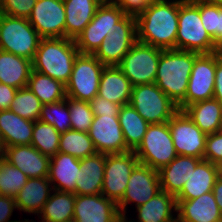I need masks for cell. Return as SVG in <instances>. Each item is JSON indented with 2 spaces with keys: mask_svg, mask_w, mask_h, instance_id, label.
I'll return each mask as SVG.
<instances>
[{
  "mask_svg": "<svg viewBox=\"0 0 222 222\" xmlns=\"http://www.w3.org/2000/svg\"><path fill=\"white\" fill-rule=\"evenodd\" d=\"M179 0H152L135 16L137 41L162 50L176 49Z\"/></svg>",
  "mask_w": 222,
  "mask_h": 222,
  "instance_id": "obj_1",
  "label": "cell"
},
{
  "mask_svg": "<svg viewBox=\"0 0 222 222\" xmlns=\"http://www.w3.org/2000/svg\"><path fill=\"white\" fill-rule=\"evenodd\" d=\"M199 54L176 49L160 53L155 84L177 106L185 99L192 67Z\"/></svg>",
  "mask_w": 222,
  "mask_h": 222,
  "instance_id": "obj_2",
  "label": "cell"
},
{
  "mask_svg": "<svg viewBox=\"0 0 222 222\" xmlns=\"http://www.w3.org/2000/svg\"><path fill=\"white\" fill-rule=\"evenodd\" d=\"M78 54L73 39L41 38L32 61L33 70L66 85Z\"/></svg>",
  "mask_w": 222,
  "mask_h": 222,
  "instance_id": "obj_3",
  "label": "cell"
},
{
  "mask_svg": "<svg viewBox=\"0 0 222 222\" xmlns=\"http://www.w3.org/2000/svg\"><path fill=\"white\" fill-rule=\"evenodd\" d=\"M176 50L212 53L220 49L204 29L199 4L179 0Z\"/></svg>",
  "mask_w": 222,
  "mask_h": 222,
  "instance_id": "obj_4",
  "label": "cell"
},
{
  "mask_svg": "<svg viewBox=\"0 0 222 222\" xmlns=\"http://www.w3.org/2000/svg\"><path fill=\"white\" fill-rule=\"evenodd\" d=\"M41 37L28 18L0 13V50L33 61Z\"/></svg>",
  "mask_w": 222,
  "mask_h": 222,
  "instance_id": "obj_5",
  "label": "cell"
},
{
  "mask_svg": "<svg viewBox=\"0 0 222 222\" xmlns=\"http://www.w3.org/2000/svg\"><path fill=\"white\" fill-rule=\"evenodd\" d=\"M129 104L149 124L168 122L179 110L155 83L133 86Z\"/></svg>",
  "mask_w": 222,
  "mask_h": 222,
  "instance_id": "obj_6",
  "label": "cell"
},
{
  "mask_svg": "<svg viewBox=\"0 0 222 222\" xmlns=\"http://www.w3.org/2000/svg\"><path fill=\"white\" fill-rule=\"evenodd\" d=\"M139 163L160 170L168 165L178 154L173 145L168 122L150 124L142 142L133 151Z\"/></svg>",
  "mask_w": 222,
  "mask_h": 222,
  "instance_id": "obj_7",
  "label": "cell"
},
{
  "mask_svg": "<svg viewBox=\"0 0 222 222\" xmlns=\"http://www.w3.org/2000/svg\"><path fill=\"white\" fill-rule=\"evenodd\" d=\"M105 66L93 54L79 53L75 58L66 97L90 102L98 94L102 70Z\"/></svg>",
  "mask_w": 222,
  "mask_h": 222,
  "instance_id": "obj_8",
  "label": "cell"
},
{
  "mask_svg": "<svg viewBox=\"0 0 222 222\" xmlns=\"http://www.w3.org/2000/svg\"><path fill=\"white\" fill-rule=\"evenodd\" d=\"M162 49L137 41L118 65L133 86L155 83Z\"/></svg>",
  "mask_w": 222,
  "mask_h": 222,
  "instance_id": "obj_9",
  "label": "cell"
},
{
  "mask_svg": "<svg viewBox=\"0 0 222 222\" xmlns=\"http://www.w3.org/2000/svg\"><path fill=\"white\" fill-rule=\"evenodd\" d=\"M125 15V11L117 5L99 6L92 21L74 40L79 53L94 54Z\"/></svg>",
  "mask_w": 222,
  "mask_h": 222,
  "instance_id": "obj_10",
  "label": "cell"
},
{
  "mask_svg": "<svg viewBox=\"0 0 222 222\" xmlns=\"http://www.w3.org/2000/svg\"><path fill=\"white\" fill-rule=\"evenodd\" d=\"M137 42L135 16L126 14L93 54L104 66H118Z\"/></svg>",
  "mask_w": 222,
  "mask_h": 222,
  "instance_id": "obj_11",
  "label": "cell"
},
{
  "mask_svg": "<svg viewBox=\"0 0 222 222\" xmlns=\"http://www.w3.org/2000/svg\"><path fill=\"white\" fill-rule=\"evenodd\" d=\"M216 71V52L200 53L193 64L185 99L179 110L193 103L213 99Z\"/></svg>",
  "mask_w": 222,
  "mask_h": 222,
  "instance_id": "obj_12",
  "label": "cell"
},
{
  "mask_svg": "<svg viewBox=\"0 0 222 222\" xmlns=\"http://www.w3.org/2000/svg\"><path fill=\"white\" fill-rule=\"evenodd\" d=\"M138 163L133 151L107 154L101 194L118 204L128 186L131 172Z\"/></svg>",
  "mask_w": 222,
  "mask_h": 222,
  "instance_id": "obj_13",
  "label": "cell"
},
{
  "mask_svg": "<svg viewBox=\"0 0 222 222\" xmlns=\"http://www.w3.org/2000/svg\"><path fill=\"white\" fill-rule=\"evenodd\" d=\"M168 125L176 153L203 160L207 134L183 110H178L170 118Z\"/></svg>",
  "mask_w": 222,
  "mask_h": 222,
  "instance_id": "obj_14",
  "label": "cell"
},
{
  "mask_svg": "<svg viewBox=\"0 0 222 222\" xmlns=\"http://www.w3.org/2000/svg\"><path fill=\"white\" fill-rule=\"evenodd\" d=\"M160 191L158 170L138 163L131 172L122 200L117 204L119 213L125 215L128 203L136 202L135 205L138 207L149 201Z\"/></svg>",
  "mask_w": 222,
  "mask_h": 222,
  "instance_id": "obj_15",
  "label": "cell"
},
{
  "mask_svg": "<svg viewBox=\"0 0 222 222\" xmlns=\"http://www.w3.org/2000/svg\"><path fill=\"white\" fill-rule=\"evenodd\" d=\"M28 21L41 38H64L65 7L63 0H36Z\"/></svg>",
  "mask_w": 222,
  "mask_h": 222,
  "instance_id": "obj_16",
  "label": "cell"
},
{
  "mask_svg": "<svg viewBox=\"0 0 222 222\" xmlns=\"http://www.w3.org/2000/svg\"><path fill=\"white\" fill-rule=\"evenodd\" d=\"M118 116H94L88 134L97 152L103 154H121L131 151L126 146Z\"/></svg>",
  "mask_w": 222,
  "mask_h": 222,
  "instance_id": "obj_17",
  "label": "cell"
},
{
  "mask_svg": "<svg viewBox=\"0 0 222 222\" xmlns=\"http://www.w3.org/2000/svg\"><path fill=\"white\" fill-rule=\"evenodd\" d=\"M119 215L117 204L102 194L75 195L73 218L78 222H114Z\"/></svg>",
  "mask_w": 222,
  "mask_h": 222,
  "instance_id": "obj_18",
  "label": "cell"
},
{
  "mask_svg": "<svg viewBox=\"0 0 222 222\" xmlns=\"http://www.w3.org/2000/svg\"><path fill=\"white\" fill-rule=\"evenodd\" d=\"M4 159L28 178L48 177L50 157L43 155L31 144L5 147Z\"/></svg>",
  "mask_w": 222,
  "mask_h": 222,
  "instance_id": "obj_19",
  "label": "cell"
},
{
  "mask_svg": "<svg viewBox=\"0 0 222 222\" xmlns=\"http://www.w3.org/2000/svg\"><path fill=\"white\" fill-rule=\"evenodd\" d=\"M177 201V222H222V212L213 192L192 200Z\"/></svg>",
  "mask_w": 222,
  "mask_h": 222,
  "instance_id": "obj_20",
  "label": "cell"
},
{
  "mask_svg": "<svg viewBox=\"0 0 222 222\" xmlns=\"http://www.w3.org/2000/svg\"><path fill=\"white\" fill-rule=\"evenodd\" d=\"M201 160L200 158L177 155L168 165L158 171L161 190L176 196Z\"/></svg>",
  "mask_w": 222,
  "mask_h": 222,
  "instance_id": "obj_21",
  "label": "cell"
},
{
  "mask_svg": "<svg viewBox=\"0 0 222 222\" xmlns=\"http://www.w3.org/2000/svg\"><path fill=\"white\" fill-rule=\"evenodd\" d=\"M80 160L58 152L50 158L48 179L51 183L57 182L52 186L54 190L62 192H71L76 195V180L79 176Z\"/></svg>",
  "mask_w": 222,
  "mask_h": 222,
  "instance_id": "obj_22",
  "label": "cell"
},
{
  "mask_svg": "<svg viewBox=\"0 0 222 222\" xmlns=\"http://www.w3.org/2000/svg\"><path fill=\"white\" fill-rule=\"evenodd\" d=\"M106 155H94L80 159L79 176L76 180V195H97L102 192Z\"/></svg>",
  "mask_w": 222,
  "mask_h": 222,
  "instance_id": "obj_23",
  "label": "cell"
},
{
  "mask_svg": "<svg viewBox=\"0 0 222 222\" xmlns=\"http://www.w3.org/2000/svg\"><path fill=\"white\" fill-rule=\"evenodd\" d=\"M132 88L130 80L118 66H105L97 95L122 106L129 104Z\"/></svg>",
  "mask_w": 222,
  "mask_h": 222,
  "instance_id": "obj_24",
  "label": "cell"
},
{
  "mask_svg": "<svg viewBox=\"0 0 222 222\" xmlns=\"http://www.w3.org/2000/svg\"><path fill=\"white\" fill-rule=\"evenodd\" d=\"M219 177L218 165L201 160L182 190L175 196L176 200H192L212 192L216 179Z\"/></svg>",
  "mask_w": 222,
  "mask_h": 222,
  "instance_id": "obj_25",
  "label": "cell"
},
{
  "mask_svg": "<svg viewBox=\"0 0 222 222\" xmlns=\"http://www.w3.org/2000/svg\"><path fill=\"white\" fill-rule=\"evenodd\" d=\"M34 121L23 118L13 111H0V137L5 147L30 145Z\"/></svg>",
  "mask_w": 222,
  "mask_h": 222,
  "instance_id": "obj_26",
  "label": "cell"
},
{
  "mask_svg": "<svg viewBox=\"0 0 222 222\" xmlns=\"http://www.w3.org/2000/svg\"><path fill=\"white\" fill-rule=\"evenodd\" d=\"M65 7V37L75 40L92 21L100 6L94 0H63Z\"/></svg>",
  "mask_w": 222,
  "mask_h": 222,
  "instance_id": "obj_27",
  "label": "cell"
},
{
  "mask_svg": "<svg viewBox=\"0 0 222 222\" xmlns=\"http://www.w3.org/2000/svg\"><path fill=\"white\" fill-rule=\"evenodd\" d=\"M32 70L31 60L0 50V83L16 89L27 87Z\"/></svg>",
  "mask_w": 222,
  "mask_h": 222,
  "instance_id": "obj_28",
  "label": "cell"
},
{
  "mask_svg": "<svg viewBox=\"0 0 222 222\" xmlns=\"http://www.w3.org/2000/svg\"><path fill=\"white\" fill-rule=\"evenodd\" d=\"M50 184L48 177L28 178L15 197L17 209L28 213H40L50 197V191L53 190L49 188Z\"/></svg>",
  "mask_w": 222,
  "mask_h": 222,
  "instance_id": "obj_29",
  "label": "cell"
},
{
  "mask_svg": "<svg viewBox=\"0 0 222 222\" xmlns=\"http://www.w3.org/2000/svg\"><path fill=\"white\" fill-rule=\"evenodd\" d=\"M183 111L206 134L219 131L222 122V104L216 99L199 101L186 106Z\"/></svg>",
  "mask_w": 222,
  "mask_h": 222,
  "instance_id": "obj_30",
  "label": "cell"
},
{
  "mask_svg": "<svg viewBox=\"0 0 222 222\" xmlns=\"http://www.w3.org/2000/svg\"><path fill=\"white\" fill-rule=\"evenodd\" d=\"M172 209L177 211L176 197L161 190L149 201L137 207L138 222H177Z\"/></svg>",
  "mask_w": 222,
  "mask_h": 222,
  "instance_id": "obj_31",
  "label": "cell"
},
{
  "mask_svg": "<svg viewBox=\"0 0 222 222\" xmlns=\"http://www.w3.org/2000/svg\"><path fill=\"white\" fill-rule=\"evenodd\" d=\"M118 119L126 146L134 151L142 142L150 124L130 104L122 105Z\"/></svg>",
  "mask_w": 222,
  "mask_h": 222,
  "instance_id": "obj_32",
  "label": "cell"
},
{
  "mask_svg": "<svg viewBox=\"0 0 222 222\" xmlns=\"http://www.w3.org/2000/svg\"><path fill=\"white\" fill-rule=\"evenodd\" d=\"M75 194L55 190L43 206L41 222H65L73 219Z\"/></svg>",
  "mask_w": 222,
  "mask_h": 222,
  "instance_id": "obj_33",
  "label": "cell"
},
{
  "mask_svg": "<svg viewBox=\"0 0 222 222\" xmlns=\"http://www.w3.org/2000/svg\"><path fill=\"white\" fill-rule=\"evenodd\" d=\"M27 87L42 104L54 103L66 99L65 85L49 76L31 71Z\"/></svg>",
  "mask_w": 222,
  "mask_h": 222,
  "instance_id": "obj_34",
  "label": "cell"
},
{
  "mask_svg": "<svg viewBox=\"0 0 222 222\" xmlns=\"http://www.w3.org/2000/svg\"><path fill=\"white\" fill-rule=\"evenodd\" d=\"M59 152L80 160L94 155L97 150L88 133L70 129L60 135Z\"/></svg>",
  "mask_w": 222,
  "mask_h": 222,
  "instance_id": "obj_35",
  "label": "cell"
},
{
  "mask_svg": "<svg viewBox=\"0 0 222 222\" xmlns=\"http://www.w3.org/2000/svg\"><path fill=\"white\" fill-rule=\"evenodd\" d=\"M60 135L52 125L37 120L34 122L31 145L51 158L59 152Z\"/></svg>",
  "mask_w": 222,
  "mask_h": 222,
  "instance_id": "obj_36",
  "label": "cell"
},
{
  "mask_svg": "<svg viewBox=\"0 0 222 222\" xmlns=\"http://www.w3.org/2000/svg\"><path fill=\"white\" fill-rule=\"evenodd\" d=\"M40 121L52 125L60 134L71 129L67 97L54 103L42 104Z\"/></svg>",
  "mask_w": 222,
  "mask_h": 222,
  "instance_id": "obj_37",
  "label": "cell"
},
{
  "mask_svg": "<svg viewBox=\"0 0 222 222\" xmlns=\"http://www.w3.org/2000/svg\"><path fill=\"white\" fill-rule=\"evenodd\" d=\"M42 103L36 95L28 88H19L12 101L10 110L17 115L37 121L41 113Z\"/></svg>",
  "mask_w": 222,
  "mask_h": 222,
  "instance_id": "obj_38",
  "label": "cell"
},
{
  "mask_svg": "<svg viewBox=\"0 0 222 222\" xmlns=\"http://www.w3.org/2000/svg\"><path fill=\"white\" fill-rule=\"evenodd\" d=\"M28 176L5 159L0 160L1 194L15 198L27 183Z\"/></svg>",
  "mask_w": 222,
  "mask_h": 222,
  "instance_id": "obj_39",
  "label": "cell"
},
{
  "mask_svg": "<svg viewBox=\"0 0 222 222\" xmlns=\"http://www.w3.org/2000/svg\"><path fill=\"white\" fill-rule=\"evenodd\" d=\"M71 129L88 133L94 119L89 102L67 97Z\"/></svg>",
  "mask_w": 222,
  "mask_h": 222,
  "instance_id": "obj_40",
  "label": "cell"
},
{
  "mask_svg": "<svg viewBox=\"0 0 222 222\" xmlns=\"http://www.w3.org/2000/svg\"><path fill=\"white\" fill-rule=\"evenodd\" d=\"M36 0H0V13L12 17L28 18Z\"/></svg>",
  "mask_w": 222,
  "mask_h": 222,
  "instance_id": "obj_41",
  "label": "cell"
},
{
  "mask_svg": "<svg viewBox=\"0 0 222 222\" xmlns=\"http://www.w3.org/2000/svg\"><path fill=\"white\" fill-rule=\"evenodd\" d=\"M203 160L218 166L222 164V134L220 132L207 134Z\"/></svg>",
  "mask_w": 222,
  "mask_h": 222,
  "instance_id": "obj_42",
  "label": "cell"
},
{
  "mask_svg": "<svg viewBox=\"0 0 222 222\" xmlns=\"http://www.w3.org/2000/svg\"><path fill=\"white\" fill-rule=\"evenodd\" d=\"M199 10L204 29L215 44L216 4L199 3Z\"/></svg>",
  "mask_w": 222,
  "mask_h": 222,
  "instance_id": "obj_43",
  "label": "cell"
},
{
  "mask_svg": "<svg viewBox=\"0 0 222 222\" xmlns=\"http://www.w3.org/2000/svg\"><path fill=\"white\" fill-rule=\"evenodd\" d=\"M90 107L94 116L119 115L121 105L108 101L103 97L95 96L90 102Z\"/></svg>",
  "mask_w": 222,
  "mask_h": 222,
  "instance_id": "obj_44",
  "label": "cell"
},
{
  "mask_svg": "<svg viewBox=\"0 0 222 222\" xmlns=\"http://www.w3.org/2000/svg\"><path fill=\"white\" fill-rule=\"evenodd\" d=\"M151 1L152 0H116L115 5L124 10L126 14L136 16L140 14Z\"/></svg>",
  "mask_w": 222,
  "mask_h": 222,
  "instance_id": "obj_45",
  "label": "cell"
},
{
  "mask_svg": "<svg viewBox=\"0 0 222 222\" xmlns=\"http://www.w3.org/2000/svg\"><path fill=\"white\" fill-rule=\"evenodd\" d=\"M213 98L222 104V50L216 52V71Z\"/></svg>",
  "mask_w": 222,
  "mask_h": 222,
  "instance_id": "obj_46",
  "label": "cell"
},
{
  "mask_svg": "<svg viewBox=\"0 0 222 222\" xmlns=\"http://www.w3.org/2000/svg\"><path fill=\"white\" fill-rule=\"evenodd\" d=\"M17 90L12 86L0 83V111L10 109Z\"/></svg>",
  "mask_w": 222,
  "mask_h": 222,
  "instance_id": "obj_47",
  "label": "cell"
},
{
  "mask_svg": "<svg viewBox=\"0 0 222 222\" xmlns=\"http://www.w3.org/2000/svg\"><path fill=\"white\" fill-rule=\"evenodd\" d=\"M16 207L15 198L1 195L0 196V222H14L9 221L11 213Z\"/></svg>",
  "mask_w": 222,
  "mask_h": 222,
  "instance_id": "obj_48",
  "label": "cell"
},
{
  "mask_svg": "<svg viewBox=\"0 0 222 222\" xmlns=\"http://www.w3.org/2000/svg\"><path fill=\"white\" fill-rule=\"evenodd\" d=\"M215 45L222 50V5L216 4Z\"/></svg>",
  "mask_w": 222,
  "mask_h": 222,
  "instance_id": "obj_49",
  "label": "cell"
},
{
  "mask_svg": "<svg viewBox=\"0 0 222 222\" xmlns=\"http://www.w3.org/2000/svg\"><path fill=\"white\" fill-rule=\"evenodd\" d=\"M215 201L222 212V179L218 177L215 181L213 190H212Z\"/></svg>",
  "mask_w": 222,
  "mask_h": 222,
  "instance_id": "obj_50",
  "label": "cell"
},
{
  "mask_svg": "<svg viewBox=\"0 0 222 222\" xmlns=\"http://www.w3.org/2000/svg\"><path fill=\"white\" fill-rule=\"evenodd\" d=\"M194 4L206 3V4H221L222 0H185Z\"/></svg>",
  "mask_w": 222,
  "mask_h": 222,
  "instance_id": "obj_51",
  "label": "cell"
},
{
  "mask_svg": "<svg viewBox=\"0 0 222 222\" xmlns=\"http://www.w3.org/2000/svg\"><path fill=\"white\" fill-rule=\"evenodd\" d=\"M98 5H115L116 0H94Z\"/></svg>",
  "mask_w": 222,
  "mask_h": 222,
  "instance_id": "obj_52",
  "label": "cell"
},
{
  "mask_svg": "<svg viewBox=\"0 0 222 222\" xmlns=\"http://www.w3.org/2000/svg\"><path fill=\"white\" fill-rule=\"evenodd\" d=\"M5 158V146L3 144L2 138L0 137V160Z\"/></svg>",
  "mask_w": 222,
  "mask_h": 222,
  "instance_id": "obj_53",
  "label": "cell"
},
{
  "mask_svg": "<svg viewBox=\"0 0 222 222\" xmlns=\"http://www.w3.org/2000/svg\"><path fill=\"white\" fill-rule=\"evenodd\" d=\"M125 217H126L125 215L120 214L114 222H127ZM129 222H133V221H129Z\"/></svg>",
  "mask_w": 222,
  "mask_h": 222,
  "instance_id": "obj_54",
  "label": "cell"
},
{
  "mask_svg": "<svg viewBox=\"0 0 222 222\" xmlns=\"http://www.w3.org/2000/svg\"><path fill=\"white\" fill-rule=\"evenodd\" d=\"M219 167V177L222 179V164Z\"/></svg>",
  "mask_w": 222,
  "mask_h": 222,
  "instance_id": "obj_55",
  "label": "cell"
},
{
  "mask_svg": "<svg viewBox=\"0 0 222 222\" xmlns=\"http://www.w3.org/2000/svg\"><path fill=\"white\" fill-rule=\"evenodd\" d=\"M65 222H78L76 219H70V220H67V221H65Z\"/></svg>",
  "mask_w": 222,
  "mask_h": 222,
  "instance_id": "obj_56",
  "label": "cell"
},
{
  "mask_svg": "<svg viewBox=\"0 0 222 222\" xmlns=\"http://www.w3.org/2000/svg\"><path fill=\"white\" fill-rule=\"evenodd\" d=\"M218 132H220L221 134H222V122H221V124H220V128H219V131Z\"/></svg>",
  "mask_w": 222,
  "mask_h": 222,
  "instance_id": "obj_57",
  "label": "cell"
},
{
  "mask_svg": "<svg viewBox=\"0 0 222 222\" xmlns=\"http://www.w3.org/2000/svg\"><path fill=\"white\" fill-rule=\"evenodd\" d=\"M14 222H20V220H19V221H14ZM23 222H29V221H28V219H27V220L25 219V221H23ZM31 222H32V221H31ZM33 222H34V221H33Z\"/></svg>",
  "mask_w": 222,
  "mask_h": 222,
  "instance_id": "obj_58",
  "label": "cell"
}]
</instances>
